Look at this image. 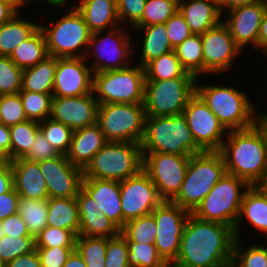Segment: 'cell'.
I'll use <instances>...</instances> for the list:
<instances>
[{
	"mask_svg": "<svg viewBox=\"0 0 267 267\" xmlns=\"http://www.w3.org/2000/svg\"><path fill=\"white\" fill-rule=\"evenodd\" d=\"M263 124V126L266 128L267 130V119H265L264 121L261 122Z\"/></svg>",
	"mask_w": 267,
	"mask_h": 267,
	"instance_id": "cell-70",
	"label": "cell"
},
{
	"mask_svg": "<svg viewBox=\"0 0 267 267\" xmlns=\"http://www.w3.org/2000/svg\"><path fill=\"white\" fill-rule=\"evenodd\" d=\"M49 198H73L82 188L83 169L72 165L66 155L39 162Z\"/></svg>",
	"mask_w": 267,
	"mask_h": 267,
	"instance_id": "cell-18",
	"label": "cell"
},
{
	"mask_svg": "<svg viewBox=\"0 0 267 267\" xmlns=\"http://www.w3.org/2000/svg\"><path fill=\"white\" fill-rule=\"evenodd\" d=\"M255 186L267 197V172L264 176L255 184Z\"/></svg>",
	"mask_w": 267,
	"mask_h": 267,
	"instance_id": "cell-65",
	"label": "cell"
},
{
	"mask_svg": "<svg viewBox=\"0 0 267 267\" xmlns=\"http://www.w3.org/2000/svg\"><path fill=\"white\" fill-rule=\"evenodd\" d=\"M62 267H87L84 259L74 250Z\"/></svg>",
	"mask_w": 267,
	"mask_h": 267,
	"instance_id": "cell-63",
	"label": "cell"
},
{
	"mask_svg": "<svg viewBox=\"0 0 267 267\" xmlns=\"http://www.w3.org/2000/svg\"><path fill=\"white\" fill-rule=\"evenodd\" d=\"M246 221L256 230L267 232V197L254 185L244 193L239 215L234 225L236 238L241 237L240 225Z\"/></svg>",
	"mask_w": 267,
	"mask_h": 267,
	"instance_id": "cell-27",
	"label": "cell"
},
{
	"mask_svg": "<svg viewBox=\"0 0 267 267\" xmlns=\"http://www.w3.org/2000/svg\"><path fill=\"white\" fill-rule=\"evenodd\" d=\"M17 213L24 220L30 236L35 239L48 226V199L33 200L20 197Z\"/></svg>",
	"mask_w": 267,
	"mask_h": 267,
	"instance_id": "cell-34",
	"label": "cell"
},
{
	"mask_svg": "<svg viewBox=\"0 0 267 267\" xmlns=\"http://www.w3.org/2000/svg\"><path fill=\"white\" fill-rule=\"evenodd\" d=\"M27 120L42 122L51 115L52 94L19 92Z\"/></svg>",
	"mask_w": 267,
	"mask_h": 267,
	"instance_id": "cell-40",
	"label": "cell"
},
{
	"mask_svg": "<svg viewBox=\"0 0 267 267\" xmlns=\"http://www.w3.org/2000/svg\"><path fill=\"white\" fill-rule=\"evenodd\" d=\"M145 81H160L172 78H197L181 65L174 50L162 54L144 66Z\"/></svg>",
	"mask_w": 267,
	"mask_h": 267,
	"instance_id": "cell-33",
	"label": "cell"
},
{
	"mask_svg": "<svg viewBox=\"0 0 267 267\" xmlns=\"http://www.w3.org/2000/svg\"><path fill=\"white\" fill-rule=\"evenodd\" d=\"M142 153L194 155L203 152L195 143L183 114L146 117Z\"/></svg>",
	"mask_w": 267,
	"mask_h": 267,
	"instance_id": "cell-4",
	"label": "cell"
},
{
	"mask_svg": "<svg viewBox=\"0 0 267 267\" xmlns=\"http://www.w3.org/2000/svg\"><path fill=\"white\" fill-rule=\"evenodd\" d=\"M74 5L94 33L120 26L118 6L113 0H77Z\"/></svg>",
	"mask_w": 267,
	"mask_h": 267,
	"instance_id": "cell-26",
	"label": "cell"
},
{
	"mask_svg": "<svg viewBox=\"0 0 267 267\" xmlns=\"http://www.w3.org/2000/svg\"><path fill=\"white\" fill-rule=\"evenodd\" d=\"M249 187L245 180L225 173L191 214L234 229L243 195Z\"/></svg>",
	"mask_w": 267,
	"mask_h": 267,
	"instance_id": "cell-9",
	"label": "cell"
},
{
	"mask_svg": "<svg viewBox=\"0 0 267 267\" xmlns=\"http://www.w3.org/2000/svg\"><path fill=\"white\" fill-rule=\"evenodd\" d=\"M27 5H31V2L33 3H36L37 1L38 2H41V3H45L46 5H49L50 7H54L58 8V7H62L63 5L65 6V4L68 3V0H23ZM67 2V3H66Z\"/></svg>",
	"mask_w": 267,
	"mask_h": 267,
	"instance_id": "cell-64",
	"label": "cell"
},
{
	"mask_svg": "<svg viewBox=\"0 0 267 267\" xmlns=\"http://www.w3.org/2000/svg\"><path fill=\"white\" fill-rule=\"evenodd\" d=\"M56 67L57 57L49 55L34 67L24 69L21 91L52 94Z\"/></svg>",
	"mask_w": 267,
	"mask_h": 267,
	"instance_id": "cell-30",
	"label": "cell"
},
{
	"mask_svg": "<svg viewBox=\"0 0 267 267\" xmlns=\"http://www.w3.org/2000/svg\"><path fill=\"white\" fill-rule=\"evenodd\" d=\"M82 188L94 199L96 209L121 230L123 228V213L120 199V181L83 179Z\"/></svg>",
	"mask_w": 267,
	"mask_h": 267,
	"instance_id": "cell-22",
	"label": "cell"
},
{
	"mask_svg": "<svg viewBox=\"0 0 267 267\" xmlns=\"http://www.w3.org/2000/svg\"><path fill=\"white\" fill-rule=\"evenodd\" d=\"M92 92L100 104H144L145 71L138 64L93 73Z\"/></svg>",
	"mask_w": 267,
	"mask_h": 267,
	"instance_id": "cell-8",
	"label": "cell"
},
{
	"mask_svg": "<svg viewBox=\"0 0 267 267\" xmlns=\"http://www.w3.org/2000/svg\"><path fill=\"white\" fill-rule=\"evenodd\" d=\"M143 169L140 143L107 141L83 170V179L122 181Z\"/></svg>",
	"mask_w": 267,
	"mask_h": 267,
	"instance_id": "cell-6",
	"label": "cell"
},
{
	"mask_svg": "<svg viewBox=\"0 0 267 267\" xmlns=\"http://www.w3.org/2000/svg\"><path fill=\"white\" fill-rule=\"evenodd\" d=\"M13 188L12 167L9 160H0V195Z\"/></svg>",
	"mask_w": 267,
	"mask_h": 267,
	"instance_id": "cell-58",
	"label": "cell"
},
{
	"mask_svg": "<svg viewBox=\"0 0 267 267\" xmlns=\"http://www.w3.org/2000/svg\"><path fill=\"white\" fill-rule=\"evenodd\" d=\"M5 267H42L39 255L36 251H32L26 255L17 258L5 264Z\"/></svg>",
	"mask_w": 267,
	"mask_h": 267,
	"instance_id": "cell-59",
	"label": "cell"
},
{
	"mask_svg": "<svg viewBox=\"0 0 267 267\" xmlns=\"http://www.w3.org/2000/svg\"><path fill=\"white\" fill-rule=\"evenodd\" d=\"M59 155L60 154L52 147L51 143L42 132L39 131L35 136L28 154L24 158L28 161L40 162L55 158Z\"/></svg>",
	"mask_w": 267,
	"mask_h": 267,
	"instance_id": "cell-53",
	"label": "cell"
},
{
	"mask_svg": "<svg viewBox=\"0 0 267 267\" xmlns=\"http://www.w3.org/2000/svg\"><path fill=\"white\" fill-rule=\"evenodd\" d=\"M241 238L233 246L232 264L235 267H267V250L261 244L244 247Z\"/></svg>",
	"mask_w": 267,
	"mask_h": 267,
	"instance_id": "cell-41",
	"label": "cell"
},
{
	"mask_svg": "<svg viewBox=\"0 0 267 267\" xmlns=\"http://www.w3.org/2000/svg\"><path fill=\"white\" fill-rule=\"evenodd\" d=\"M69 8L56 23L40 24L47 51L57 58H85L92 32L76 7L69 5Z\"/></svg>",
	"mask_w": 267,
	"mask_h": 267,
	"instance_id": "cell-7",
	"label": "cell"
},
{
	"mask_svg": "<svg viewBox=\"0 0 267 267\" xmlns=\"http://www.w3.org/2000/svg\"><path fill=\"white\" fill-rule=\"evenodd\" d=\"M222 267H235L233 264H232V262L231 263H229V264H227V265H224V266H222Z\"/></svg>",
	"mask_w": 267,
	"mask_h": 267,
	"instance_id": "cell-71",
	"label": "cell"
},
{
	"mask_svg": "<svg viewBox=\"0 0 267 267\" xmlns=\"http://www.w3.org/2000/svg\"><path fill=\"white\" fill-rule=\"evenodd\" d=\"M256 117H257L258 122L261 123L262 121L267 119V112L263 111L262 113H260L259 111H256Z\"/></svg>",
	"mask_w": 267,
	"mask_h": 267,
	"instance_id": "cell-66",
	"label": "cell"
},
{
	"mask_svg": "<svg viewBox=\"0 0 267 267\" xmlns=\"http://www.w3.org/2000/svg\"><path fill=\"white\" fill-rule=\"evenodd\" d=\"M22 72L9 56H0V95L18 94L21 91Z\"/></svg>",
	"mask_w": 267,
	"mask_h": 267,
	"instance_id": "cell-44",
	"label": "cell"
},
{
	"mask_svg": "<svg viewBox=\"0 0 267 267\" xmlns=\"http://www.w3.org/2000/svg\"><path fill=\"white\" fill-rule=\"evenodd\" d=\"M151 214L157 226L154 244L170 265L179 253L182 232L190 212L172 201H162Z\"/></svg>",
	"mask_w": 267,
	"mask_h": 267,
	"instance_id": "cell-14",
	"label": "cell"
},
{
	"mask_svg": "<svg viewBox=\"0 0 267 267\" xmlns=\"http://www.w3.org/2000/svg\"><path fill=\"white\" fill-rule=\"evenodd\" d=\"M145 4L146 0H120L117 3L120 24L131 29L141 19Z\"/></svg>",
	"mask_w": 267,
	"mask_h": 267,
	"instance_id": "cell-52",
	"label": "cell"
},
{
	"mask_svg": "<svg viewBox=\"0 0 267 267\" xmlns=\"http://www.w3.org/2000/svg\"><path fill=\"white\" fill-rule=\"evenodd\" d=\"M10 129V161L24 158L33 144L39 130V122L27 120L9 126Z\"/></svg>",
	"mask_w": 267,
	"mask_h": 267,
	"instance_id": "cell-36",
	"label": "cell"
},
{
	"mask_svg": "<svg viewBox=\"0 0 267 267\" xmlns=\"http://www.w3.org/2000/svg\"><path fill=\"white\" fill-rule=\"evenodd\" d=\"M0 267H5V264L3 263V261L0 258Z\"/></svg>",
	"mask_w": 267,
	"mask_h": 267,
	"instance_id": "cell-72",
	"label": "cell"
},
{
	"mask_svg": "<svg viewBox=\"0 0 267 267\" xmlns=\"http://www.w3.org/2000/svg\"><path fill=\"white\" fill-rule=\"evenodd\" d=\"M98 106L93 92L76 97H52L50 118L75 131L97 123Z\"/></svg>",
	"mask_w": 267,
	"mask_h": 267,
	"instance_id": "cell-20",
	"label": "cell"
},
{
	"mask_svg": "<svg viewBox=\"0 0 267 267\" xmlns=\"http://www.w3.org/2000/svg\"><path fill=\"white\" fill-rule=\"evenodd\" d=\"M0 1H23V0H0Z\"/></svg>",
	"mask_w": 267,
	"mask_h": 267,
	"instance_id": "cell-73",
	"label": "cell"
},
{
	"mask_svg": "<svg viewBox=\"0 0 267 267\" xmlns=\"http://www.w3.org/2000/svg\"><path fill=\"white\" fill-rule=\"evenodd\" d=\"M10 129L0 122V160L10 161Z\"/></svg>",
	"mask_w": 267,
	"mask_h": 267,
	"instance_id": "cell-60",
	"label": "cell"
},
{
	"mask_svg": "<svg viewBox=\"0 0 267 267\" xmlns=\"http://www.w3.org/2000/svg\"><path fill=\"white\" fill-rule=\"evenodd\" d=\"M76 235L67 229L46 226L35 238V247L75 246Z\"/></svg>",
	"mask_w": 267,
	"mask_h": 267,
	"instance_id": "cell-48",
	"label": "cell"
},
{
	"mask_svg": "<svg viewBox=\"0 0 267 267\" xmlns=\"http://www.w3.org/2000/svg\"><path fill=\"white\" fill-rule=\"evenodd\" d=\"M120 199L123 227L130 220L151 214L163 201L143 169L136 175L120 181Z\"/></svg>",
	"mask_w": 267,
	"mask_h": 267,
	"instance_id": "cell-17",
	"label": "cell"
},
{
	"mask_svg": "<svg viewBox=\"0 0 267 267\" xmlns=\"http://www.w3.org/2000/svg\"><path fill=\"white\" fill-rule=\"evenodd\" d=\"M259 0H223L219 5L221 14L224 15L225 10H231L239 6L250 5L258 2Z\"/></svg>",
	"mask_w": 267,
	"mask_h": 267,
	"instance_id": "cell-62",
	"label": "cell"
},
{
	"mask_svg": "<svg viewBox=\"0 0 267 267\" xmlns=\"http://www.w3.org/2000/svg\"><path fill=\"white\" fill-rule=\"evenodd\" d=\"M47 225L67 229L79 235L80 218L76 197L48 198Z\"/></svg>",
	"mask_w": 267,
	"mask_h": 267,
	"instance_id": "cell-29",
	"label": "cell"
},
{
	"mask_svg": "<svg viewBox=\"0 0 267 267\" xmlns=\"http://www.w3.org/2000/svg\"><path fill=\"white\" fill-rule=\"evenodd\" d=\"M78 207H79V218L80 219H94L98 218L101 214L96 209L94 199L81 188L76 196Z\"/></svg>",
	"mask_w": 267,
	"mask_h": 267,
	"instance_id": "cell-55",
	"label": "cell"
},
{
	"mask_svg": "<svg viewBox=\"0 0 267 267\" xmlns=\"http://www.w3.org/2000/svg\"><path fill=\"white\" fill-rule=\"evenodd\" d=\"M144 104H100L97 124L107 141L141 143L145 131Z\"/></svg>",
	"mask_w": 267,
	"mask_h": 267,
	"instance_id": "cell-11",
	"label": "cell"
},
{
	"mask_svg": "<svg viewBox=\"0 0 267 267\" xmlns=\"http://www.w3.org/2000/svg\"><path fill=\"white\" fill-rule=\"evenodd\" d=\"M119 233L120 229L102 213L98 218L80 219V236L112 238Z\"/></svg>",
	"mask_w": 267,
	"mask_h": 267,
	"instance_id": "cell-46",
	"label": "cell"
},
{
	"mask_svg": "<svg viewBox=\"0 0 267 267\" xmlns=\"http://www.w3.org/2000/svg\"><path fill=\"white\" fill-rule=\"evenodd\" d=\"M5 236V232L2 231V225H1V222H0V239Z\"/></svg>",
	"mask_w": 267,
	"mask_h": 267,
	"instance_id": "cell-67",
	"label": "cell"
},
{
	"mask_svg": "<svg viewBox=\"0 0 267 267\" xmlns=\"http://www.w3.org/2000/svg\"><path fill=\"white\" fill-rule=\"evenodd\" d=\"M106 142L107 140L97 123L77 129L72 133L71 144L66 158L72 165L84 170Z\"/></svg>",
	"mask_w": 267,
	"mask_h": 267,
	"instance_id": "cell-24",
	"label": "cell"
},
{
	"mask_svg": "<svg viewBox=\"0 0 267 267\" xmlns=\"http://www.w3.org/2000/svg\"><path fill=\"white\" fill-rule=\"evenodd\" d=\"M199 78L196 82V94L228 131L247 129L258 122V108L243 88L241 90L228 85L199 84Z\"/></svg>",
	"mask_w": 267,
	"mask_h": 267,
	"instance_id": "cell-3",
	"label": "cell"
},
{
	"mask_svg": "<svg viewBox=\"0 0 267 267\" xmlns=\"http://www.w3.org/2000/svg\"><path fill=\"white\" fill-rule=\"evenodd\" d=\"M128 251L127 241L121 233L115 237L107 238L105 267H129Z\"/></svg>",
	"mask_w": 267,
	"mask_h": 267,
	"instance_id": "cell-49",
	"label": "cell"
},
{
	"mask_svg": "<svg viewBox=\"0 0 267 267\" xmlns=\"http://www.w3.org/2000/svg\"><path fill=\"white\" fill-rule=\"evenodd\" d=\"M126 27L120 25L91 34L85 59L95 56L89 63L93 73L123 69L133 64V47L136 45Z\"/></svg>",
	"mask_w": 267,
	"mask_h": 267,
	"instance_id": "cell-10",
	"label": "cell"
},
{
	"mask_svg": "<svg viewBox=\"0 0 267 267\" xmlns=\"http://www.w3.org/2000/svg\"><path fill=\"white\" fill-rule=\"evenodd\" d=\"M2 231L5 232L7 236L21 237L30 236L27 226L22 219V217L16 213L14 215L8 216L4 220H1Z\"/></svg>",
	"mask_w": 267,
	"mask_h": 267,
	"instance_id": "cell-54",
	"label": "cell"
},
{
	"mask_svg": "<svg viewBox=\"0 0 267 267\" xmlns=\"http://www.w3.org/2000/svg\"><path fill=\"white\" fill-rule=\"evenodd\" d=\"M189 160L188 155L143 153V170L163 201H172L181 190Z\"/></svg>",
	"mask_w": 267,
	"mask_h": 267,
	"instance_id": "cell-13",
	"label": "cell"
},
{
	"mask_svg": "<svg viewBox=\"0 0 267 267\" xmlns=\"http://www.w3.org/2000/svg\"><path fill=\"white\" fill-rule=\"evenodd\" d=\"M129 267H170L158 253L154 243L127 242Z\"/></svg>",
	"mask_w": 267,
	"mask_h": 267,
	"instance_id": "cell-39",
	"label": "cell"
},
{
	"mask_svg": "<svg viewBox=\"0 0 267 267\" xmlns=\"http://www.w3.org/2000/svg\"><path fill=\"white\" fill-rule=\"evenodd\" d=\"M210 1L215 2L219 6L223 0H210Z\"/></svg>",
	"mask_w": 267,
	"mask_h": 267,
	"instance_id": "cell-69",
	"label": "cell"
},
{
	"mask_svg": "<svg viewBox=\"0 0 267 267\" xmlns=\"http://www.w3.org/2000/svg\"><path fill=\"white\" fill-rule=\"evenodd\" d=\"M182 67L195 77L203 75V47L199 34H192L174 49Z\"/></svg>",
	"mask_w": 267,
	"mask_h": 267,
	"instance_id": "cell-35",
	"label": "cell"
},
{
	"mask_svg": "<svg viewBox=\"0 0 267 267\" xmlns=\"http://www.w3.org/2000/svg\"><path fill=\"white\" fill-rule=\"evenodd\" d=\"M182 114L187 120L195 143L203 151L221 149L228 130L197 94L189 100Z\"/></svg>",
	"mask_w": 267,
	"mask_h": 267,
	"instance_id": "cell-15",
	"label": "cell"
},
{
	"mask_svg": "<svg viewBox=\"0 0 267 267\" xmlns=\"http://www.w3.org/2000/svg\"><path fill=\"white\" fill-rule=\"evenodd\" d=\"M85 58H57L53 97H76L92 93L93 71Z\"/></svg>",
	"mask_w": 267,
	"mask_h": 267,
	"instance_id": "cell-19",
	"label": "cell"
},
{
	"mask_svg": "<svg viewBox=\"0 0 267 267\" xmlns=\"http://www.w3.org/2000/svg\"><path fill=\"white\" fill-rule=\"evenodd\" d=\"M177 10V0H146L143 15L133 27L166 23Z\"/></svg>",
	"mask_w": 267,
	"mask_h": 267,
	"instance_id": "cell-42",
	"label": "cell"
},
{
	"mask_svg": "<svg viewBox=\"0 0 267 267\" xmlns=\"http://www.w3.org/2000/svg\"><path fill=\"white\" fill-rule=\"evenodd\" d=\"M225 173L219 151L191 155L181 190L172 202L192 213Z\"/></svg>",
	"mask_w": 267,
	"mask_h": 267,
	"instance_id": "cell-5",
	"label": "cell"
},
{
	"mask_svg": "<svg viewBox=\"0 0 267 267\" xmlns=\"http://www.w3.org/2000/svg\"><path fill=\"white\" fill-rule=\"evenodd\" d=\"M226 173L254 186L267 172V130L262 123L230 130L219 150Z\"/></svg>",
	"mask_w": 267,
	"mask_h": 267,
	"instance_id": "cell-2",
	"label": "cell"
},
{
	"mask_svg": "<svg viewBox=\"0 0 267 267\" xmlns=\"http://www.w3.org/2000/svg\"><path fill=\"white\" fill-rule=\"evenodd\" d=\"M35 249L42 267H62L75 250V246L35 247Z\"/></svg>",
	"mask_w": 267,
	"mask_h": 267,
	"instance_id": "cell-50",
	"label": "cell"
},
{
	"mask_svg": "<svg viewBox=\"0 0 267 267\" xmlns=\"http://www.w3.org/2000/svg\"><path fill=\"white\" fill-rule=\"evenodd\" d=\"M34 250L35 239L32 236L13 237L5 235L0 239V258L4 264Z\"/></svg>",
	"mask_w": 267,
	"mask_h": 267,
	"instance_id": "cell-45",
	"label": "cell"
},
{
	"mask_svg": "<svg viewBox=\"0 0 267 267\" xmlns=\"http://www.w3.org/2000/svg\"><path fill=\"white\" fill-rule=\"evenodd\" d=\"M19 198L14 188L0 195V221L17 213Z\"/></svg>",
	"mask_w": 267,
	"mask_h": 267,
	"instance_id": "cell-56",
	"label": "cell"
},
{
	"mask_svg": "<svg viewBox=\"0 0 267 267\" xmlns=\"http://www.w3.org/2000/svg\"><path fill=\"white\" fill-rule=\"evenodd\" d=\"M258 50H261L267 57V10L263 15L262 22L259 27Z\"/></svg>",
	"mask_w": 267,
	"mask_h": 267,
	"instance_id": "cell-61",
	"label": "cell"
},
{
	"mask_svg": "<svg viewBox=\"0 0 267 267\" xmlns=\"http://www.w3.org/2000/svg\"><path fill=\"white\" fill-rule=\"evenodd\" d=\"M200 37L203 47V75H219L231 70L233 61L240 56L242 50L233 40L223 20Z\"/></svg>",
	"mask_w": 267,
	"mask_h": 267,
	"instance_id": "cell-16",
	"label": "cell"
},
{
	"mask_svg": "<svg viewBox=\"0 0 267 267\" xmlns=\"http://www.w3.org/2000/svg\"><path fill=\"white\" fill-rule=\"evenodd\" d=\"M265 235H264V237L266 238L265 240V242H266V244H264L263 245V243L261 244L266 250H267V232L266 233H264Z\"/></svg>",
	"mask_w": 267,
	"mask_h": 267,
	"instance_id": "cell-68",
	"label": "cell"
},
{
	"mask_svg": "<svg viewBox=\"0 0 267 267\" xmlns=\"http://www.w3.org/2000/svg\"><path fill=\"white\" fill-rule=\"evenodd\" d=\"M13 188L20 197L33 200L48 199V189L39 162L18 158L10 161Z\"/></svg>",
	"mask_w": 267,
	"mask_h": 267,
	"instance_id": "cell-23",
	"label": "cell"
},
{
	"mask_svg": "<svg viewBox=\"0 0 267 267\" xmlns=\"http://www.w3.org/2000/svg\"><path fill=\"white\" fill-rule=\"evenodd\" d=\"M165 27L169 42L174 49L193 34L179 10L165 23Z\"/></svg>",
	"mask_w": 267,
	"mask_h": 267,
	"instance_id": "cell-51",
	"label": "cell"
},
{
	"mask_svg": "<svg viewBox=\"0 0 267 267\" xmlns=\"http://www.w3.org/2000/svg\"><path fill=\"white\" fill-rule=\"evenodd\" d=\"M19 14L22 13L19 12L10 21L0 25V56H10L16 47L40 27V23L21 18Z\"/></svg>",
	"mask_w": 267,
	"mask_h": 267,
	"instance_id": "cell-31",
	"label": "cell"
},
{
	"mask_svg": "<svg viewBox=\"0 0 267 267\" xmlns=\"http://www.w3.org/2000/svg\"><path fill=\"white\" fill-rule=\"evenodd\" d=\"M106 237L76 236L75 250L87 267H105Z\"/></svg>",
	"mask_w": 267,
	"mask_h": 267,
	"instance_id": "cell-37",
	"label": "cell"
},
{
	"mask_svg": "<svg viewBox=\"0 0 267 267\" xmlns=\"http://www.w3.org/2000/svg\"><path fill=\"white\" fill-rule=\"evenodd\" d=\"M236 240L234 229L215 221L201 220L190 213L180 250L170 267H222L231 263Z\"/></svg>",
	"mask_w": 267,
	"mask_h": 267,
	"instance_id": "cell-1",
	"label": "cell"
},
{
	"mask_svg": "<svg viewBox=\"0 0 267 267\" xmlns=\"http://www.w3.org/2000/svg\"><path fill=\"white\" fill-rule=\"evenodd\" d=\"M0 122L12 126L27 121L20 94L0 95Z\"/></svg>",
	"mask_w": 267,
	"mask_h": 267,
	"instance_id": "cell-47",
	"label": "cell"
},
{
	"mask_svg": "<svg viewBox=\"0 0 267 267\" xmlns=\"http://www.w3.org/2000/svg\"><path fill=\"white\" fill-rule=\"evenodd\" d=\"M39 130L59 154H67L73 133L69 127L49 117L39 122Z\"/></svg>",
	"mask_w": 267,
	"mask_h": 267,
	"instance_id": "cell-43",
	"label": "cell"
},
{
	"mask_svg": "<svg viewBox=\"0 0 267 267\" xmlns=\"http://www.w3.org/2000/svg\"><path fill=\"white\" fill-rule=\"evenodd\" d=\"M178 10L193 34L201 35L223 19L219 6L210 0H180Z\"/></svg>",
	"mask_w": 267,
	"mask_h": 267,
	"instance_id": "cell-25",
	"label": "cell"
},
{
	"mask_svg": "<svg viewBox=\"0 0 267 267\" xmlns=\"http://www.w3.org/2000/svg\"><path fill=\"white\" fill-rule=\"evenodd\" d=\"M156 228L155 218L149 214L126 222L120 233L127 242L151 244L155 242Z\"/></svg>",
	"mask_w": 267,
	"mask_h": 267,
	"instance_id": "cell-38",
	"label": "cell"
},
{
	"mask_svg": "<svg viewBox=\"0 0 267 267\" xmlns=\"http://www.w3.org/2000/svg\"><path fill=\"white\" fill-rule=\"evenodd\" d=\"M24 6L27 7L24 1H0V25L10 21Z\"/></svg>",
	"mask_w": 267,
	"mask_h": 267,
	"instance_id": "cell-57",
	"label": "cell"
},
{
	"mask_svg": "<svg viewBox=\"0 0 267 267\" xmlns=\"http://www.w3.org/2000/svg\"><path fill=\"white\" fill-rule=\"evenodd\" d=\"M131 29L143 33V38L140 42L142 43L140 62L136 63L141 67H144L153 59L159 58L162 54L174 50L169 42L165 23L132 27Z\"/></svg>",
	"mask_w": 267,
	"mask_h": 267,
	"instance_id": "cell-28",
	"label": "cell"
},
{
	"mask_svg": "<svg viewBox=\"0 0 267 267\" xmlns=\"http://www.w3.org/2000/svg\"><path fill=\"white\" fill-rule=\"evenodd\" d=\"M267 5L259 0L256 3L239 6L228 11L224 23L228 26L230 34L241 50L249 43L255 50L258 48V33Z\"/></svg>",
	"mask_w": 267,
	"mask_h": 267,
	"instance_id": "cell-21",
	"label": "cell"
},
{
	"mask_svg": "<svg viewBox=\"0 0 267 267\" xmlns=\"http://www.w3.org/2000/svg\"><path fill=\"white\" fill-rule=\"evenodd\" d=\"M49 56L44 33L40 27L9 56L13 63L24 70L34 67Z\"/></svg>",
	"mask_w": 267,
	"mask_h": 267,
	"instance_id": "cell-32",
	"label": "cell"
},
{
	"mask_svg": "<svg viewBox=\"0 0 267 267\" xmlns=\"http://www.w3.org/2000/svg\"><path fill=\"white\" fill-rule=\"evenodd\" d=\"M196 82L197 78L145 81L146 117L182 114L189 100L196 94Z\"/></svg>",
	"mask_w": 267,
	"mask_h": 267,
	"instance_id": "cell-12",
	"label": "cell"
}]
</instances>
